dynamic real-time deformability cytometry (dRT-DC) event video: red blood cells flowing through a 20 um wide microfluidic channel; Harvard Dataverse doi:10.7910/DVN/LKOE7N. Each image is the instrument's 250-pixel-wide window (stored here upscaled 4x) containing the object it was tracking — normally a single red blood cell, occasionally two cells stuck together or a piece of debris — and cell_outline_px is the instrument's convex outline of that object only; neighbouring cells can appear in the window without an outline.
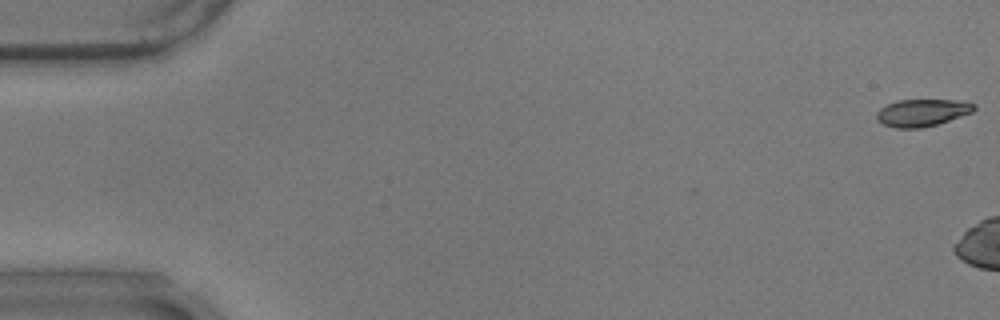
{"species": "common noctule bat (a hibernating species)", "species_latin": "Nyctalus noctula", "temperature_condition": "warm", "stored_images_in_passage": 6, "camera_frame_rate_fps": 3000, "um_per_image_px": 0.085, "animal": {"sex": "male", "body_mass_g": 17.9}, "frame": {"image": 1, "passage_image": 1, "time_ms": 0.0, "image_size_px": [1000, 320], "cell_outline_px": [[976, 108], [972, 112], [936, 124], [920, 128], [896, 128], [884, 124], [876, 116], [876, 112], [880, 108], [896, 100], [964, 100], [976, 104]], "centroid_in_image_um": [78.4, 9.56], "position_along_channel_um": 6.6, "area_um2": 15.32}}